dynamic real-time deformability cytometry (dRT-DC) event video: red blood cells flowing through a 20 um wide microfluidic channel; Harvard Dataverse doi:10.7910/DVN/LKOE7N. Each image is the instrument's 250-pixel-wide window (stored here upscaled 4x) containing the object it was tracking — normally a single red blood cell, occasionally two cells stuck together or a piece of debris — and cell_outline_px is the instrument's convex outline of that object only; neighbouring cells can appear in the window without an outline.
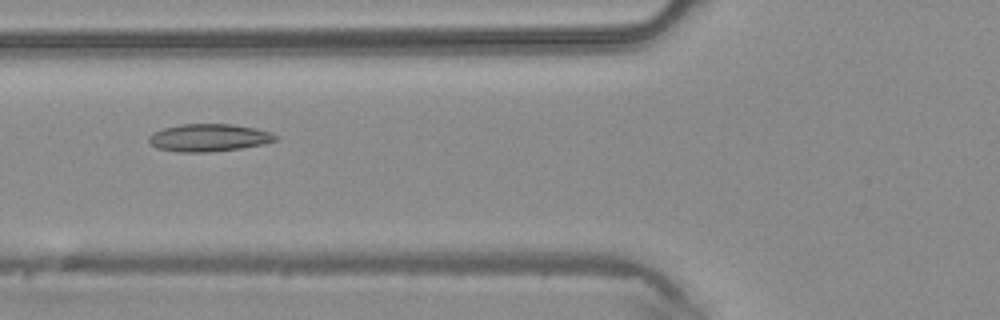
{"species": "common noctule bat (a hibernating species)", "species_latin": "Nyctalus noctula", "temperature_condition": "warm", "stored_images_in_passage": 46, "camera_frame_rate_fps": 3000, "um_per_image_px": 0.085, "animal": {"sex": "male", "body_mass_g": 20.4}, "frame": {"image": 1, "passage_image": 18, "time_ms": 5.667, "image_size_px": [1000, 320], "cell_outline_px": [[280, 140], [264, 144], [240, 148], [212, 152], [180, 152], [156, 148], [148, 140], [148, 136], [152, 132], [164, 128], [180, 124], [232, 124], [256, 128], [280, 136]], "centroid_in_image_um": [17.78, 11.7], "position_along_channel_um": 108.0, "area_um2": 20.52}}
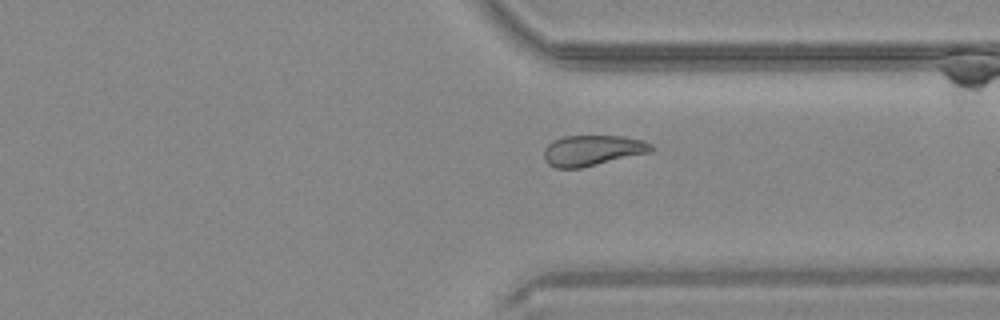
{"frame": {"image": 2, "passage_image": 35, "time_ms": 11.333, "image_size_px": [1000, 320], "cell_outline_px": [[656, 148], [652, 152], [580, 168], [556, 168], [548, 164], [544, 160], [544, 148], [552, 140], [564, 136], [624, 136], [644, 140], [652, 144]], "centroid_in_image_um": [50.38, 12.78], "position_along_channel_um": 361.0, "area_um2": 19.36}}
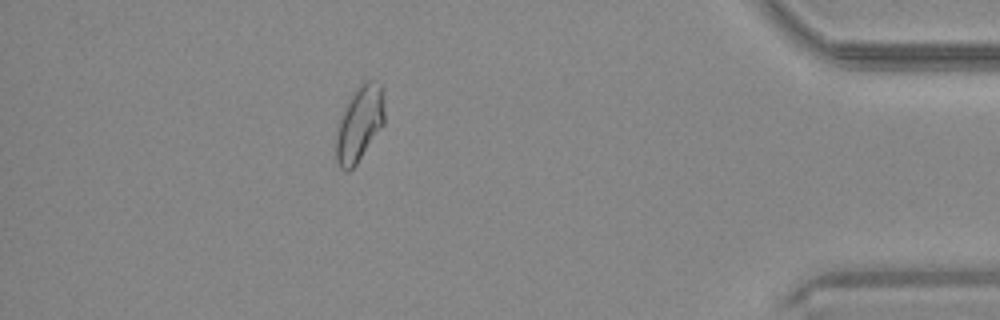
{"frame": {"image": 3, "passage_image": 41, "time_ms": 13.333, "image_size_px": [1000, 320], "cell_outline_px": [[384, 124], [356, 164], [348, 172], [344, 172], [340, 168], [336, 160], [336, 132], [344, 104], [360, 80], [372, 80], [380, 84], [384, 100]], "centroid_in_image_um": [30.53, 10.47], "position_along_channel_um": 404.7, "area_um2": 21.68}}